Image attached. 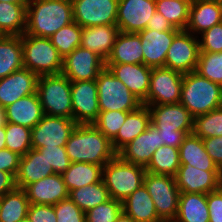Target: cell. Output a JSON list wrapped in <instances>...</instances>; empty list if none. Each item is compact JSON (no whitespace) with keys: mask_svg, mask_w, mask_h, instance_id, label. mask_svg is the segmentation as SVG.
Listing matches in <instances>:
<instances>
[{"mask_svg":"<svg viewBox=\"0 0 222 222\" xmlns=\"http://www.w3.org/2000/svg\"><path fill=\"white\" fill-rule=\"evenodd\" d=\"M65 148L71 163H91L104 167L117 156L111 140L93 124H78Z\"/></svg>","mask_w":222,"mask_h":222,"instance_id":"6da1fadb","label":"cell"},{"mask_svg":"<svg viewBox=\"0 0 222 222\" xmlns=\"http://www.w3.org/2000/svg\"><path fill=\"white\" fill-rule=\"evenodd\" d=\"M72 22L71 0H28L25 34L50 38Z\"/></svg>","mask_w":222,"mask_h":222,"instance_id":"7a4b0ae2","label":"cell"},{"mask_svg":"<svg viewBox=\"0 0 222 222\" xmlns=\"http://www.w3.org/2000/svg\"><path fill=\"white\" fill-rule=\"evenodd\" d=\"M180 104L195 118L222 106V86L197 72L183 74Z\"/></svg>","mask_w":222,"mask_h":222,"instance_id":"3957f363","label":"cell"},{"mask_svg":"<svg viewBox=\"0 0 222 222\" xmlns=\"http://www.w3.org/2000/svg\"><path fill=\"white\" fill-rule=\"evenodd\" d=\"M23 68L29 69L38 76L61 74L63 57L49 38L23 34Z\"/></svg>","mask_w":222,"mask_h":222,"instance_id":"277c9868","label":"cell"},{"mask_svg":"<svg viewBox=\"0 0 222 222\" xmlns=\"http://www.w3.org/2000/svg\"><path fill=\"white\" fill-rule=\"evenodd\" d=\"M36 93L44 115L73 119L71 81L66 76H39Z\"/></svg>","mask_w":222,"mask_h":222,"instance_id":"5b68a950","label":"cell"},{"mask_svg":"<svg viewBox=\"0 0 222 222\" xmlns=\"http://www.w3.org/2000/svg\"><path fill=\"white\" fill-rule=\"evenodd\" d=\"M146 169L123 161L118 155L103 167L102 180L112 199L123 201L143 185Z\"/></svg>","mask_w":222,"mask_h":222,"instance_id":"8992f818","label":"cell"},{"mask_svg":"<svg viewBox=\"0 0 222 222\" xmlns=\"http://www.w3.org/2000/svg\"><path fill=\"white\" fill-rule=\"evenodd\" d=\"M98 88V106L100 112H132L142 104L126 85L116 78L107 67H104L96 79Z\"/></svg>","mask_w":222,"mask_h":222,"instance_id":"52a82bcc","label":"cell"},{"mask_svg":"<svg viewBox=\"0 0 222 222\" xmlns=\"http://www.w3.org/2000/svg\"><path fill=\"white\" fill-rule=\"evenodd\" d=\"M143 184L153 199L158 217L163 222H173L178 213L180 195L175 177L146 171Z\"/></svg>","mask_w":222,"mask_h":222,"instance_id":"ba28073f","label":"cell"},{"mask_svg":"<svg viewBox=\"0 0 222 222\" xmlns=\"http://www.w3.org/2000/svg\"><path fill=\"white\" fill-rule=\"evenodd\" d=\"M183 74L166 67L152 68L145 106L179 103Z\"/></svg>","mask_w":222,"mask_h":222,"instance_id":"9c48e42d","label":"cell"},{"mask_svg":"<svg viewBox=\"0 0 222 222\" xmlns=\"http://www.w3.org/2000/svg\"><path fill=\"white\" fill-rule=\"evenodd\" d=\"M77 125L73 119L67 117L44 115L31 129L32 148L65 147Z\"/></svg>","mask_w":222,"mask_h":222,"instance_id":"30bf717a","label":"cell"},{"mask_svg":"<svg viewBox=\"0 0 222 222\" xmlns=\"http://www.w3.org/2000/svg\"><path fill=\"white\" fill-rule=\"evenodd\" d=\"M198 37L181 30L167 51L165 67L182 74L195 71L200 54Z\"/></svg>","mask_w":222,"mask_h":222,"instance_id":"8fae6325","label":"cell"},{"mask_svg":"<svg viewBox=\"0 0 222 222\" xmlns=\"http://www.w3.org/2000/svg\"><path fill=\"white\" fill-rule=\"evenodd\" d=\"M73 20L80 27L116 24L119 0H71Z\"/></svg>","mask_w":222,"mask_h":222,"instance_id":"7c38bea8","label":"cell"},{"mask_svg":"<svg viewBox=\"0 0 222 222\" xmlns=\"http://www.w3.org/2000/svg\"><path fill=\"white\" fill-rule=\"evenodd\" d=\"M73 120L77 124H93L100 113L96 80L71 82Z\"/></svg>","mask_w":222,"mask_h":222,"instance_id":"4fadbf2b","label":"cell"},{"mask_svg":"<svg viewBox=\"0 0 222 222\" xmlns=\"http://www.w3.org/2000/svg\"><path fill=\"white\" fill-rule=\"evenodd\" d=\"M104 67L105 61L100 56L80 46L63 58L61 74L71 82L96 80Z\"/></svg>","mask_w":222,"mask_h":222,"instance_id":"5bb4252c","label":"cell"},{"mask_svg":"<svg viewBox=\"0 0 222 222\" xmlns=\"http://www.w3.org/2000/svg\"><path fill=\"white\" fill-rule=\"evenodd\" d=\"M155 12V0H119L116 25L121 32L138 33L146 29Z\"/></svg>","mask_w":222,"mask_h":222,"instance_id":"9a60e30c","label":"cell"},{"mask_svg":"<svg viewBox=\"0 0 222 222\" xmlns=\"http://www.w3.org/2000/svg\"><path fill=\"white\" fill-rule=\"evenodd\" d=\"M151 124L158 131H192L194 117L180 103L149 105Z\"/></svg>","mask_w":222,"mask_h":222,"instance_id":"2e32d148","label":"cell"},{"mask_svg":"<svg viewBox=\"0 0 222 222\" xmlns=\"http://www.w3.org/2000/svg\"><path fill=\"white\" fill-rule=\"evenodd\" d=\"M161 146L158 129L150 124L143 133L123 147L117 155L125 162L146 168L153 153Z\"/></svg>","mask_w":222,"mask_h":222,"instance_id":"e0dca14e","label":"cell"},{"mask_svg":"<svg viewBox=\"0 0 222 222\" xmlns=\"http://www.w3.org/2000/svg\"><path fill=\"white\" fill-rule=\"evenodd\" d=\"M39 76L22 68L0 79V106L13 104L18 99L36 93Z\"/></svg>","mask_w":222,"mask_h":222,"instance_id":"ac0fdd59","label":"cell"},{"mask_svg":"<svg viewBox=\"0 0 222 222\" xmlns=\"http://www.w3.org/2000/svg\"><path fill=\"white\" fill-rule=\"evenodd\" d=\"M180 31H157L145 29L139 31L143 64L150 68L165 67L166 54L174 37Z\"/></svg>","mask_w":222,"mask_h":222,"instance_id":"d6986e66","label":"cell"},{"mask_svg":"<svg viewBox=\"0 0 222 222\" xmlns=\"http://www.w3.org/2000/svg\"><path fill=\"white\" fill-rule=\"evenodd\" d=\"M110 72L121 80L131 93L142 102L147 100L152 68L145 64H105Z\"/></svg>","mask_w":222,"mask_h":222,"instance_id":"ffe728a7","label":"cell"},{"mask_svg":"<svg viewBox=\"0 0 222 222\" xmlns=\"http://www.w3.org/2000/svg\"><path fill=\"white\" fill-rule=\"evenodd\" d=\"M220 171H205L181 164L175 176L180 192L208 194L218 189Z\"/></svg>","mask_w":222,"mask_h":222,"instance_id":"44dd1931","label":"cell"},{"mask_svg":"<svg viewBox=\"0 0 222 222\" xmlns=\"http://www.w3.org/2000/svg\"><path fill=\"white\" fill-rule=\"evenodd\" d=\"M30 204L55 205L69 198L62 174H53L24 188Z\"/></svg>","mask_w":222,"mask_h":222,"instance_id":"7402d4cb","label":"cell"},{"mask_svg":"<svg viewBox=\"0 0 222 222\" xmlns=\"http://www.w3.org/2000/svg\"><path fill=\"white\" fill-rule=\"evenodd\" d=\"M220 22H222V0H192L186 31L196 36Z\"/></svg>","mask_w":222,"mask_h":222,"instance_id":"603a6c76","label":"cell"},{"mask_svg":"<svg viewBox=\"0 0 222 222\" xmlns=\"http://www.w3.org/2000/svg\"><path fill=\"white\" fill-rule=\"evenodd\" d=\"M119 32L116 24L81 27V47L96 53L106 62Z\"/></svg>","mask_w":222,"mask_h":222,"instance_id":"cb8c5ba5","label":"cell"},{"mask_svg":"<svg viewBox=\"0 0 222 222\" xmlns=\"http://www.w3.org/2000/svg\"><path fill=\"white\" fill-rule=\"evenodd\" d=\"M53 174H55L54 170L45 157L38 149L32 148L20 158L18 172L15 176L16 186L24 189L27 185Z\"/></svg>","mask_w":222,"mask_h":222,"instance_id":"d4e9b609","label":"cell"},{"mask_svg":"<svg viewBox=\"0 0 222 222\" xmlns=\"http://www.w3.org/2000/svg\"><path fill=\"white\" fill-rule=\"evenodd\" d=\"M6 122L35 127L43 118L44 112L37 93L18 99L5 107Z\"/></svg>","mask_w":222,"mask_h":222,"instance_id":"484cf974","label":"cell"},{"mask_svg":"<svg viewBox=\"0 0 222 222\" xmlns=\"http://www.w3.org/2000/svg\"><path fill=\"white\" fill-rule=\"evenodd\" d=\"M138 33L119 32L111 55L105 64H143V52Z\"/></svg>","mask_w":222,"mask_h":222,"instance_id":"4316f807","label":"cell"},{"mask_svg":"<svg viewBox=\"0 0 222 222\" xmlns=\"http://www.w3.org/2000/svg\"><path fill=\"white\" fill-rule=\"evenodd\" d=\"M150 124L151 115L148 106L141 105L137 110L130 112L117 135L111 140L113 149L118 153L129 142L147 130Z\"/></svg>","mask_w":222,"mask_h":222,"instance_id":"83f0119b","label":"cell"},{"mask_svg":"<svg viewBox=\"0 0 222 222\" xmlns=\"http://www.w3.org/2000/svg\"><path fill=\"white\" fill-rule=\"evenodd\" d=\"M122 210L136 222H163L144 184L122 201Z\"/></svg>","mask_w":222,"mask_h":222,"instance_id":"f1b7e54d","label":"cell"},{"mask_svg":"<svg viewBox=\"0 0 222 222\" xmlns=\"http://www.w3.org/2000/svg\"><path fill=\"white\" fill-rule=\"evenodd\" d=\"M180 164H190L205 171H221L205 150L203 141L193 133L188 134L179 147Z\"/></svg>","mask_w":222,"mask_h":222,"instance_id":"f546056e","label":"cell"},{"mask_svg":"<svg viewBox=\"0 0 222 222\" xmlns=\"http://www.w3.org/2000/svg\"><path fill=\"white\" fill-rule=\"evenodd\" d=\"M173 222H209L207 194L180 192L178 213Z\"/></svg>","mask_w":222,"mask_h":222,"instance_id":"4dcf8cb0","label":"cell"},{"mask_svg":"<svg viewBox=\"0 0 222 222\" xmlns=\"http://www.w3.org/2000/svg\"><path fill=\"white\" fill-rule=\"evenodd\" d=\"M27 3L0 2V33L22 36L26 31Z\"/></svg>","mask_w":222,"mask_h":222,"instance_id":"1f68e13d","label":"cell"},{"mask_svg":"<svg viewBox=\"0 0 222 222\" xmlns=\"http://www.w3.org/2000/svg\"><path fill=\"white\" fill-rule=\"evenodd\" d=\"M23 68L21 36L0 37V79Z\"/></svg>","mask_w":222,"mask_h":222,"instance_id":"d6a6232c","label":"cell"},{"mask_svg":"<svg viewBox=\"0 0 222 222\" xmlns=\"http://www.w3.org/2000/svg\"><path fill=\"white\" fill-rule=\"evenodd\" d=\"M103 167L91 163H71L62 174L68 191L102 181Z\"/></svg>","mask_w":222,"mask_h":222,"instance_id":"836d02e7","label":"cell"},{"mask_svg":"<svg viewBox=\"0 0 222 222\" xmlns=\"http://www.w3.org/2000/svg\"><path fill=\"white\" fill-rule=\"evenodd\" d=\"M29 205L24 189L7 192L0 198V222H19L27 217Z\"/></svg>","mask_w":222,"mask_h":222,"instance_id":"e575fe53","label":"cell"},{"mask_svg":"<svg viewBox=\"0 0 222 222\" xmlns=\"http://www.w3.org/2000/svg\"><path fill=\"white\" fill-rule=\"evenodd\" d=\"M69 198L85 213L111 199L103 180L69 191Z\"/></svg>","mask_w":222,"mask_h":222,"instance_id":"d590c367","label":"cell"},{"mask_svg":"<svg viewBox=\"0 0 222 222\" xmlns=\"http://www.w3.org/2000/svg\"><path fill=\"white\" fill-rule=\"evenodd\" d=\"M179 148L173 146H160L152 155V158L145 168L153 174L176 176L180 167Z\"/></svg>","mask_w":222,"mask_h":222,"instance_id":"8d00e7d4","label":"cell"},{"mask_svg":"<svg viewBox=\"0 0 222 222\" xmlns=\"http://www.w3.org/2000/svg\"><path fill=\"white\" fill-rule=\"evenodd\" d=\"M191 2L192 0H155L156 11L161 13L174 28L186 30Z\"/></svg>","mask_w":222,"mask_h":222,"instance_id":"74e56055","label":"cell"},{"mask_svg":"<svg viewBox=\"0 0 222 222\" xmlns=\"http://www.w3.org/2000/svg\"><path fill=\"white\" fill-rule=\"evenodd\" d=\"M49 39L64 58L81 46V27L76 22H72L59 29Z\"/></svg>","mask_w":222,"mask_h":222,"instance_id":"f35d334b","label":"cell"},{"mask_svg":"<svg viewBox=\"0 0 222 222\" xmlns=\"http://www.w3.org/2000/svg\"><path fill=\"white\" fill-rule=\"evenodd\" d=\"M6 148L10 151L18 153L20 156L26 155L32 149L31 129L6 122Z\"/></svg>","mask_w":222,"mask_h":222,"instance_id":"ab89813d","label":"cell"},{"mask_svg":"<svg viewBox=\"0 0 222 222\" xmlns=\"http://www.w3.org/2000/svg\"><path fill=\"white\" fill-rule=\"evenodd\" d=\"M192 133L201 139L222 136V106L195 117Z\"/></svg>","mask_w":222,"mask_h":222,"instance_id":"60d3db41","label":"cell"},{"mask_svg":"<svg viewBox=\"0 0 222 222\" xmlns=\"http://www.w3.org/2000/svg\"><path fill=\"white\" fill-rule=\"evenodd\" d=\"M195 72L222 86V51L215 53L200 51Z\"/></svg>","mask_w":222,"mask_h":222,"instance_id":"b9f144b4","label":"cell"},{"mask_svg":"<svg viewBox=\"0 0 222 222\" xmlns=\"http://www.w3.org/2000/svg\"><path fill=\"white\" fill-rule=\"evenodd\" d=\"M130 112L124 111H105L100 112L93 125L102 132L107 138L112 140L125 123Z\"/></svg>","mask_w":222,"mask_h":222,"instance_id":"7bdbcfd3","label":"cell"},{"mask_svg":"<svg viewBox=\"0 0 222 222\" xmlns=\"http://www.w3.org/2000/svg\"><path fill=\"white\" fill-rule=\"evenodd\" d=\"M122 202L109 199L85 213L86 222H116L122 212Z\"/></svg>","mask_w":222,"mask_h":222,"instance_id":"ee69618b","label":"cell"},{"mask_svg":"<svg viewBox=\"0 0 222 222\" xmlns=\"http://www.w3.org/2000/svg\"><path fill=\"white\" fill-rule=\"evenodd\" d=\"M38 150L56 174H63L71 164L65 147H43Z\"/></svg>","mask_w":222,"mask_h":222,"instance_id":"f6af8a7d","label":"cell"},{"mask_svg":"<svg viewBox=\"0 0 222 222\" xmlns=\"http://www.w3.org/2000/svg\"><path fill=\"white\" fill-rule=\"evenodd\" d=\"M56 222H86L83 212L70 198L54 205Z\"/></svg>","mask_w":222,"mask_h":222,"instance_id":"bcb514c9","label":"cell"},{"mask_svg":"<svg viewBox=\"0 0 222 222\" xmlns=\"http://www.w3.org/2000/svg\"><path fill=\"white\" fill-rule=\"evenodd\" d=\"M200 51L215 53L222 51V22L214 25L201 34Z\"/></svg>","mask_w":222,"mask_h":222,"instance_id":"7dc6e473","label":"cell"},{"mask_svg":"<svg viewBox=\"0 0 222 222\" xmlns=\"http://www.w3.org/2000/svg\"><path fill=\"white\" fill-rule=\"evenodd\" d=\"M27 217L31 222H56L54 205L30 204Z\"/></svg>","mask_w":222,"mask_h":222,"instance_id":"c3c4849f","label":"cell"},{"mask_svg":"<svg viewBox=\"0 0 222 222\" xmlns=\"http://www.w3.org/2000/svg\"><path fill=\"white\" fill-rule=\"evenodd\" d=\"M21 156L9 149L0 150V170L16 176Z\"/></svg>","mask_w":222,"mask_h":222,"instance_id":"681fc988","label":"cell"},{"mask_svg":"<svg viewBox=\"0 0 222 222\" xmlns=\"http://www.w3.org/2000/svg\"><path fill=\"white\" fill-rule=\"evenodd\" d=\"M209 222H222V193L219 189L207 194Z\"/></svg>","mask_w":222,"mask_h":222,"instance_id":"f907efd6","label":"cell"},{"mask_svg":"<svg viewBox=\"0 0 222 222\" xmlns=\"http://www.w3.org/2000/svg\"><path fill=\"white\" fill-rule=\"evenodd\" d=\"M205 150L207 151L210 158L222 169V136L220 137H209L202 139Z\"/></svg>","mask_w":222,"mask_h":222,"instance_id":"816d5d0a","label":"cell"},{"mask_svg":"<svg viewBox=\"0 0 222 222\" xmlns=\"http://www.w3.org/2000/svg\"><path fill=\"white\" fill-rule=\"evenodd\" d=\"M161 138V146L168 145L179 148L185 137L192 131H158Z\"/></svg>","mask_w":222,"mask_h":222,"instance_id":"f5cc1de1","label":"cell"},{"mask_svg":"<svg viewBox=\"0 0 222 222\" xmlns=\"http://www.w3.org/2000/svg\"><path fill=\"white\" fill-rule=\"evenodd\" d=\"M146 29L149 30H157L161 31H181L179 29L174 28L171 23L167 21V19L157 11L150 18Z\"/></svg>","mask_w":222,"mask_h":222,"instance_id":"db71d44e","label":"cell"},{"mask_svg":"<svg viewBox=\"0 0 222 222\" xmlns=\"http://www.w3.org/2000/svg\"><path fill=\"white\" fill-rule=\"evenodd\" d=\"M15 176L0 170V198L16 188Z\"/></svg>","mask_w":222,"mask_h":222,"instance_id":"11a10c76","label":"cell"},{"mask_svg":"<svg viewBox=\"0 0 222 222\" xmlns=\"http://www.w3.org/2000/svg\"><path fill=\"white\" fill-rule=\"evenodd\" d=\"M6 148V133L5 127H0V150Z\"/></svg>","mask_w":222,"mask_h":222,"instance_id":"9f6ffc18","label":"cell"},{"mask_svg":"<svg viewBox=\"0 0 222 222\" xmlns=\"http://www.w3.org/2000/svg\"><path fill=\"white\" fill-rule=\"evenodd\" d=\"M116 222H136V221H134L130 216H128L122 211L121 214L117 217Z\"/></svg>","mask_w":222,"mask_h":222,"instance_id":"6f0895ef","label":"cell"},{"mask_svg":"<svg viewBox=\"0 0 222 222\" xmlns=\"http://www.w3.org/2000/svg\"><path fill=\"white\" fill-rule=\"evenodd\" d=\"M6 124V116H5V108L0 106V127H5Z\"/></svg>","mask_w":222,"mask_h":222,"instance_id":"680465c9","label":"cell"},{"mask_svg":"<svg viewBox=\"0 0 222 222\" xmlns=\"http://www.w3.org/2000/svg\"><path fill=\"white\" fill-rule=\"evenodd\" d=\"M0 2H7V3H28V0H0Z\"/></svg>","mask_w":222,"mask_h":222,"instance_id":"91938a15","label":"cell"},{"mask_svg":"<svg viewBox=\"0 0 222 222\" xmlns=\"http://www.w3.org/2000/svg\"><path fill=\"white\" fill-rule=\"evenodd\" d=\"M218 189H219L220 192L222 193V169H221V171H220Z\"/></svg>","mask_w":222,"mask_h":222,"instance_id":"94428289","label":"cell"},{"mask_svg":"<svg viewBox=\"0 0 222 222\" xmlns=\"http://www.w3.org/2000/svg\"><path fill=\"white\" fill-rule=\"evenodd\" d=\"M19 222H31L28 217H25L24 219H21Z\"/></svg>","mask_w":222,"mask_h":222,"instance_id":"6125c7cd","label":"cell"}]
</instances>
